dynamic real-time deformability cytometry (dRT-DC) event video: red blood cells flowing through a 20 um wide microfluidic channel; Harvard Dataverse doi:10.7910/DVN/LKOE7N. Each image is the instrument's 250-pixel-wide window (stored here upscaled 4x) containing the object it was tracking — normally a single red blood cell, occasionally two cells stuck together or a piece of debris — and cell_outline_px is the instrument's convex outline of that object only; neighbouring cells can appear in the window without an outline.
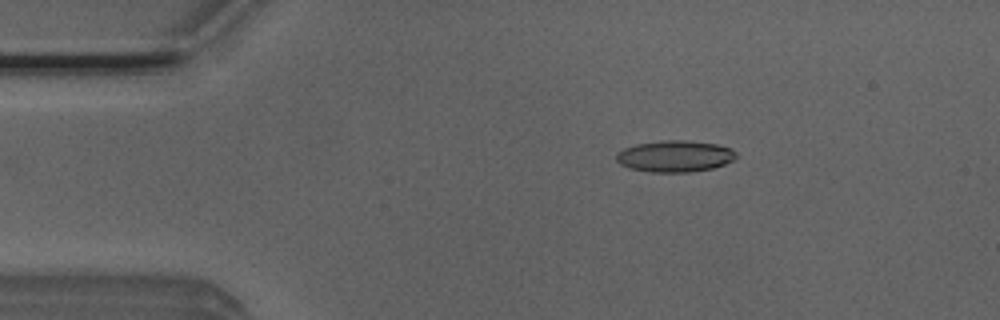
{"species": "Egyptian fruit bat (a non-hibernating species)", "species_latin": "Rousettus aegyptiacus", "temperature_condition": "room temperature", "stored_images_in_passage": 4, "camera_frame_rate_fps": 3000, "um_per_image_px": 0.085, "animal": {"sex": "male"}, "frame": {"image": 1, "passage_image": 2, "time_ms": 0.333, "image_size_px": [1000, 320], "cell_outline_px": [[736, 160], [712, 168], [688, 172], [652, 172], [628, 168], [620, 164], [616, 160], [616, 152], [624, 148], [636, 144], [660, 140], [684, 140], [716, 144], [728, 148], [736, 152]], "centroid_in_image_um": [57.33, 13.28], "position_along_channel_um": 27.7, "area_um2": 22.02}}